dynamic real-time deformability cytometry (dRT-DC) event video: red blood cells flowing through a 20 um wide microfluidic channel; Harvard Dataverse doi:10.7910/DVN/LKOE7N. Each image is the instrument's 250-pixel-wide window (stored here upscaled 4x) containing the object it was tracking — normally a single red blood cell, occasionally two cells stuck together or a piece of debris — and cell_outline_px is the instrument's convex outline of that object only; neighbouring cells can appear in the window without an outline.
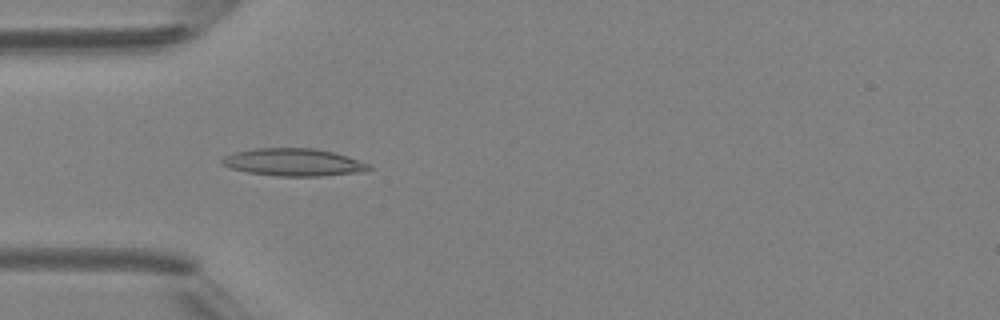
{"species": "Egyptian fruit bat (a non-hibernating species)", "species_latin": "Rousettus aegyptiacus", "temperature_condition": "room temperature", "stored_images_in_passage": 5, "camera_frame_rate_fps": 3000, "um_per_image_px": 0.085, "animal": {"sex": "female"}, "frame": {"image": 1, "passage_image": 4, "time_ms": 3.667, "image_size_px": [1000, 320], "cell_outline_px": [[372, 168], [364, 172], [320, 176], [276, 176], [248, 172], [232, 168], [220, 164], [220, 160], [224, 156], [236, 152], [252, 148], [316, 148], [332, 152], [372, 164]], "centroid_in_image_um": [24.96, 13.79], "position_along_channel_um": 60.0, "area_um2": 23.64}}
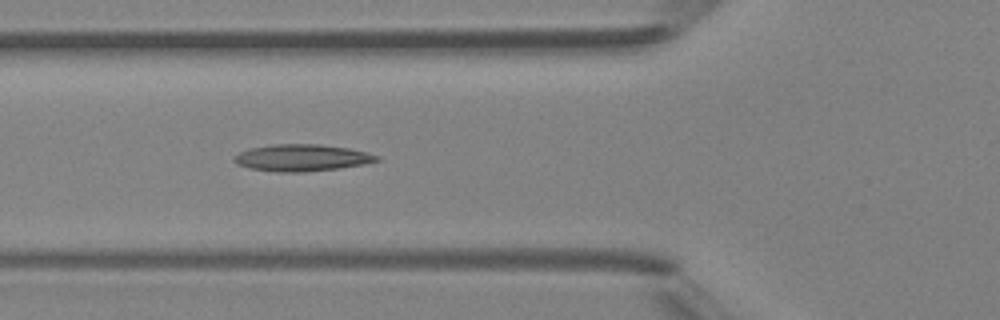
{"frame": {"image": 2, "passage_image": 5, "time_ms": 4.667, "image_size_px": [1000, 320], "cell_outline_px": [[380, 160], [364, 164], [340, 168], [304, 172], [276, 172], [248, 168], [236, 164], [232, 160], [240, 152], [248, 148], [272, 144], [320, 144], [348, 148], [380, 156]], "centroid_in_image_um": [25.63, 13.41], "position_along_channel_um": 100.2, "area_um2": 22.37}}